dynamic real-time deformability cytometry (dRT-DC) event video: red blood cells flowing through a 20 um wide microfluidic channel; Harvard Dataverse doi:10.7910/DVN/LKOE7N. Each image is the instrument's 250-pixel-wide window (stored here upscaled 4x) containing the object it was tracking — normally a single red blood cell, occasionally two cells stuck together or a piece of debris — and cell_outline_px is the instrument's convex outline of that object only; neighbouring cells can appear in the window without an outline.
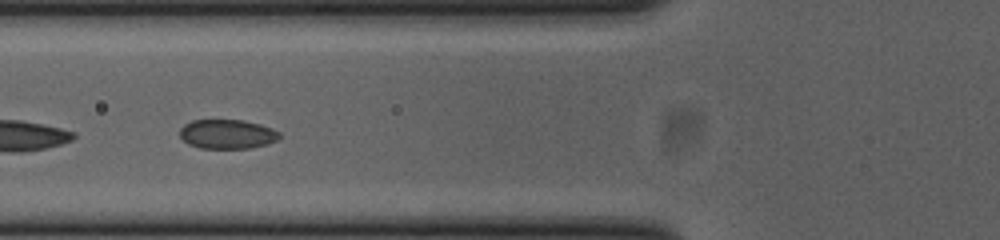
{"species": "common noctule bat (a hibernating species)", "species_latin": "Nyctalus noctula", "temperature_condition": "cold", "stored_images_in_passage": 12, "camera_frame_rate_fps": 3000, "um_per_image_px": 0.085, "animal": {"sex": "female", "body_mass_g": 23.0, "forearm_length_mm": 53.4}, "frame": {"image": 1, "passage_image": 6, "time_ms": 1.667, "image_size_px": [1000, 240], "cell_outline_px": [[280, 136], [276, 140], [268, 144], [248, 148], [200, 148], [188, 144], [180, 136], [180, 128], [184, 124], [192, 120], [244, 120], [260, 124], [272, 128], [280, 132]], "centroid_in_image_um": [19.31, 11.39], "position_along_channel_um": 106.5, "area_um2": 17.05}}